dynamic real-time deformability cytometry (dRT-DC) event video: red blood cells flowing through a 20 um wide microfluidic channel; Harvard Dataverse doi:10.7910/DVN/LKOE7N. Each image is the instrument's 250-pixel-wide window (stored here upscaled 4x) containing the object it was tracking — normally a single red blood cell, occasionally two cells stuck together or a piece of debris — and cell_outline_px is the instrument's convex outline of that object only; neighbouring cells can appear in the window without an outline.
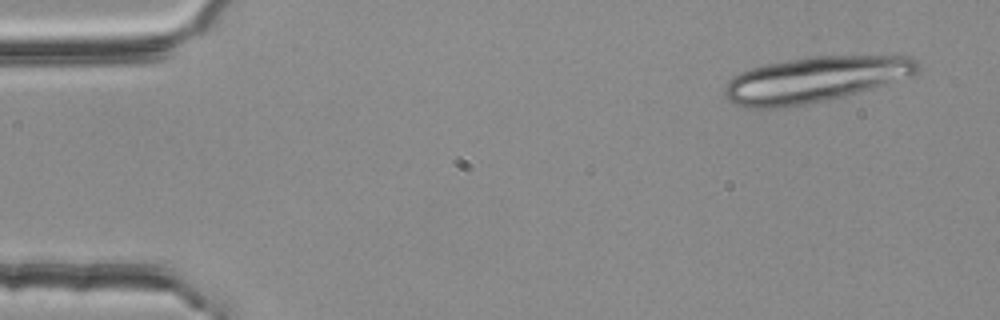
{"species": "common noctule bat (a hibernating species)", "species_latin": "Nyctalus noctula", "temperature_condition": "room temperature", "stored_images_in_passage": 4, "camera_frame_rate_fps": 3000, "um_per_image_px": 0.085, "animal": {"sex": "female", "body_mass_g": 25.1}, "frame": {"image": 1, "passage_image": 1, "time_ms": 0.0, "image_size_px": [1000, 320], "cell_outline_px": [[920, 68], [912, 76], [872, 88], [824, 100], [788, 108], [744, 108], [732, 104], [724, 96], [724, 88], [728, 80], [732, 76], [740, 72], [752, 68], [768, 64], [788, 60], [812, 56], [912, 56], [920, 64]], "centroid_in_image_um": [69.22, 6.77], "position_along_channel_um": 15.8, "area_um2": 51.21}}